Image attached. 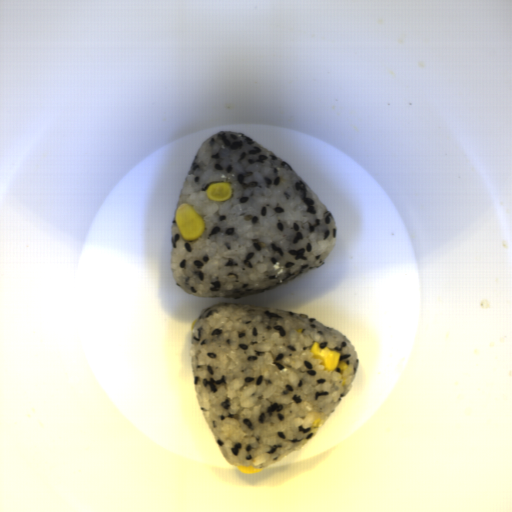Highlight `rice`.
<instances>
[{
    "label": "rice",
    "instance_id": "rice-1",
    "mask_svg": "<svg viewBox=\"0 0 512 512\" xmlns=\"http://www.w3.org/2000/svg\"><path fill=\"white\" fill-rule=\"evenodd\" d=\"M341 351L325 371L312 355ZM188 352L200 412L231 466L265 469L299 451L353 387L354 344L333 327L288 310L214 302L190 325Z\"/></svg>",
    "mask_w": 512,
    "mask_h": 512
},
{
    "label": "rice",
    "instance_id": "rice-2",
    "mask_svg": "<svg viewBox=\"0 0 512 512\" xmlns=\"http://www.w3.org/2000/svg\"><path fill=\"white\" fill-rule=\"evenodd\" d=\"M228 181L229 200L207 198ZM190 203L205 234L185 241L175 210ZM169 268L180 290L201 299L241 298L322 268L338 243L335 216L285 160L237 130L218 131L198 147L179 190L169 228Z\"/></svg>",
    "mask_w": 512,
    "mask_h": 512
}]
</instances>
